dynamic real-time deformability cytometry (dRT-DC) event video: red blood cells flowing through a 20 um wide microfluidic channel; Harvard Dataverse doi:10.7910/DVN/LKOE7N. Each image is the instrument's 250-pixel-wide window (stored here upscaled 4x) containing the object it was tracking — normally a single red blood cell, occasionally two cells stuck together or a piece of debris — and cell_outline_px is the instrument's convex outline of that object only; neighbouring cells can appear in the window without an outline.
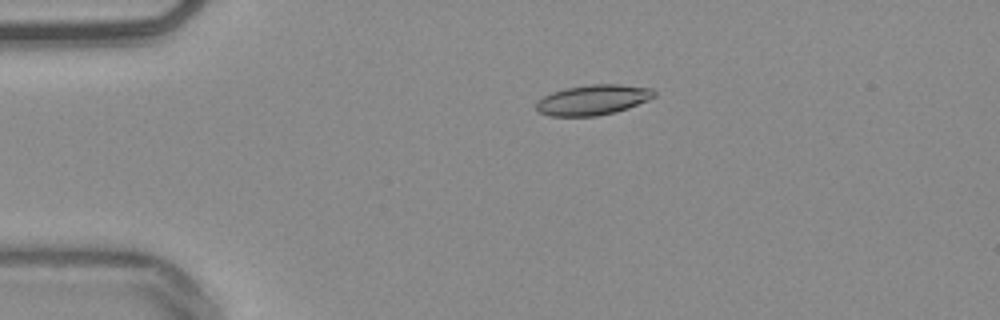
{"species": "common noctule bat (a hibernating species)", "species_latin": "Nyctalus noctula", "temperature_condition": "warm", "stored_images_in_passage": 3, "camera_frame_rate_fps": 3000, "um_per_image_px": 0.085, "animal": {"sex": "male", "body_mass_g": 20.4}, "frame": {"image": 1, "passage_image": 2, "time_ms": 0.333, "image_size_px": [1000, 320], "cell_outline_px": [[656, 96], [648, 100], [628, 108], [616, 112], [596, 116], [548, 116], [540, 112], [536, 108], [536, 104], [544, 96], [552, 92], [568, 88], [592, 84], [616, 84], [652, 88], [656, 92]], "centroid_in_image_um": [50.43, 8.49], "position_along_channel_um": 34.6, "area_um2": 20.63}}